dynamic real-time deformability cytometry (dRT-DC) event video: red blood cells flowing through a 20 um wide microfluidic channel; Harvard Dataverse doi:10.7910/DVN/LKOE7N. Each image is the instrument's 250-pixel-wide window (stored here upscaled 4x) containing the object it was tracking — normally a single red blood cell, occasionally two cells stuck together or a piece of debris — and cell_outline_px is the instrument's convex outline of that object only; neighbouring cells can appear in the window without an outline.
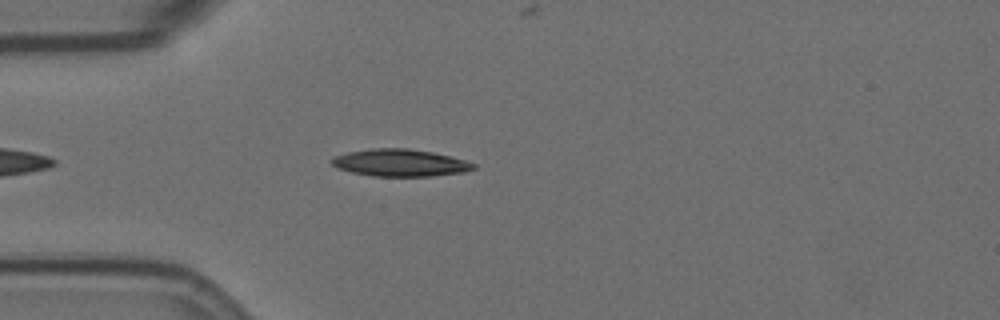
{"species": "Egyptian fruit bat (a non-hibernating species)", "species_latin": "Rousettus aegyptiacus", "temperature_condition": "room temperature", "stored_images_in_passage": 47, "camera_frame_rate_fps": 3000, "um_per_image_px": 0.085, "animal": {"sex": "female"}, "frame": {"image": 1, "passage_image": 5, "time_ms": 1.333, "image_size_px": [1000, 320], "cell_outline_px": [[476, 168], [464, 172], [428, 176], [372, 176], [352, 172], [336, 168], [328, 160], [332, 156], [348, 152], [372, 148], [408, 148], [432, 152], [464, 160], [476, 164]], "centroid_in_image_um": [33.94, 13.83], "position_along_channel_um": 51.1, "area_um2": 22.48}}
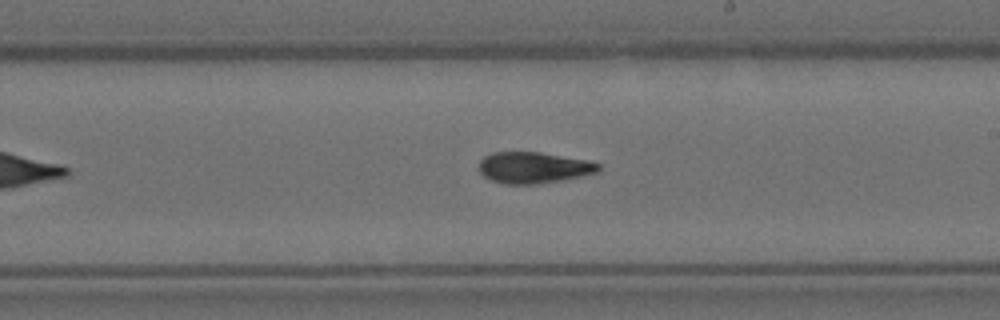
{"frame": {"image": 2, "passage_image": 22, "time_ms": 7.0, "image_size_px": [1000, 320], "cell_outline_px": [[600, 172], [564, 180], [532, 184], [504, 184], [492, 180], [484, 176], [480, 172], [480, 160], [484, 156], [492, 152], [540, 152], [588, 160], [600, 164]], "centroid_in_image_um": [45.38, 14.24], "position_along_channel_um": 243.6, "area_um2": 21.85}}
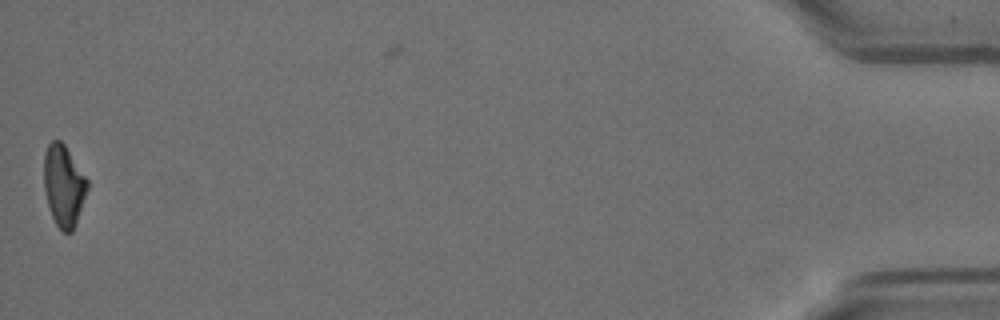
{"frame": {"image": 3, "passage_image": 46, "time_ms": 15.0, "image_size_px": [1000, 320], "cell_outline_px": [[88, 188], [76, 224], [72, 232], [64, 232], [56, 224], [52, 216], [48, 204], [44, 188], [44, 152], [48, 144], [52, 140], [60, 140], [64, 144], [88, 180]], "centroid_in_image_um": [5.41, 15.77], "position_along_channel_um": 429.8, "area_um2": 20.46}, "authors_computed_cell_mechanics": {"area_um2": 21.7906, "velocity_mm_per_s": 3.5543, "shape_relaxation_time_tau1_ms": 8.612, "shape_relaxation_time_tau2_ms": 8.4061, "deformation_change_tau1": 0.2554, "deformation_change_tau2": 0.1751}}